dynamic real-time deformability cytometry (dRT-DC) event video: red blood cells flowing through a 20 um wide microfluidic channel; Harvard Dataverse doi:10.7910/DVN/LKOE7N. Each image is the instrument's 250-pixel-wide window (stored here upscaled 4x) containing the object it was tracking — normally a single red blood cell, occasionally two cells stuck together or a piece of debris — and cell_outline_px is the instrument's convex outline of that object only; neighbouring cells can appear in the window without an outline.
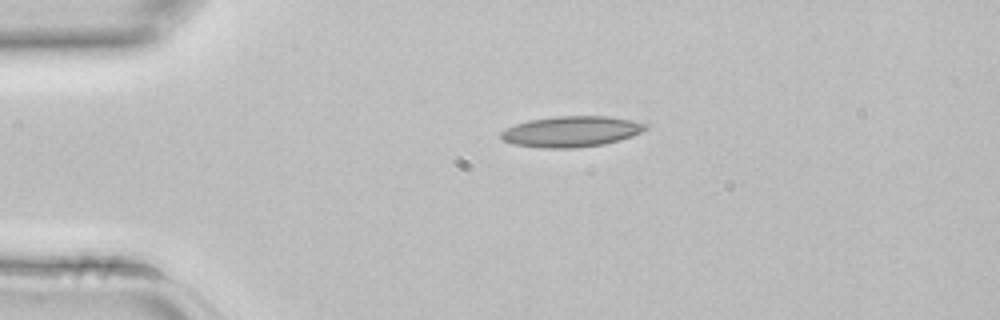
{"species": "common noctule bat (a hibernating species)", "species_latin": "Nyctalus noctula", "temperature_condition": "room temperature", "stored_images_in_passage": 2, "camera_frame_rate_fps": 3000, "um_per_image_px": 0.085, "animal": {"sex": "female", "body_mass_g": 22.7, "forearm_length_mm": 54.2}, "frame": {"image": 1, "passage_image": 1, "time_ms": 0.0, "image_size_px": [1000, 320], "cell_outline_px": [[648, 128], [632, 136], [620, 140], [604, 144], [572, 148], [544, 148], [512, 144], [504, 140], [500, 136], [500, 132], [516, 124], [528, 120], [556, 116], [608, 116], [632, 120], [648, 124]], "centroid_in_image_um": [48.57, 11.17], "position_along_channel_um": 36.4, "area_um2": 25.89}}